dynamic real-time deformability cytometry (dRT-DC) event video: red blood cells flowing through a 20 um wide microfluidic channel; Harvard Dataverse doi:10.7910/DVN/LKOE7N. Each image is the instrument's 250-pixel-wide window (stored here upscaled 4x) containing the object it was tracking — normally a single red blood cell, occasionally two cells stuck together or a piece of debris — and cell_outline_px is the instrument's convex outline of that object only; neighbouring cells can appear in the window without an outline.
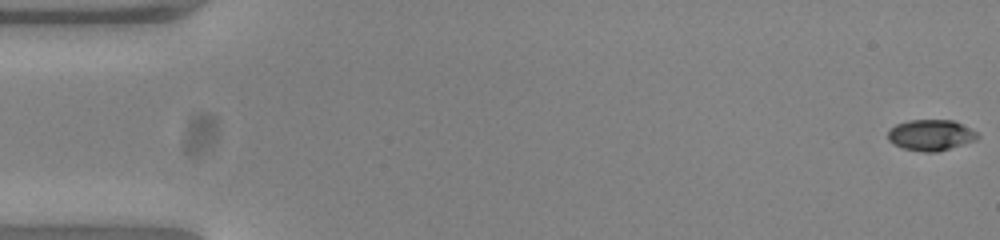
{"species": "common noctule bat (a hibernating species)", "species_latin": "Nyctalus noctula", "temperature_condition": "warm", "stored_images_in_passage": 53, "camera_frame_rate_fps": 3000, "um_per_image_px": 0.085, "animal": {"sex": "female", "body_mass_g": 23.0, "forearm_length_mm": 53.4}, "frame": {"image": 1, "passage_image": 1, "time_ms": 0.0, "image_size_px": [1000, 240], "cell_outline_px": [[980, 136], [976, 140], [964, 144], [936, 152], [924, 152], [904, 148], [892, 144], [888, 140], [888, 132], [896, 124], [908, 120], [952, 120], [972, 128]], "centroid_in_image_um": [79.13, 11.48], "position_along_channel_um": 5.9, "area_um2": 16.18}}
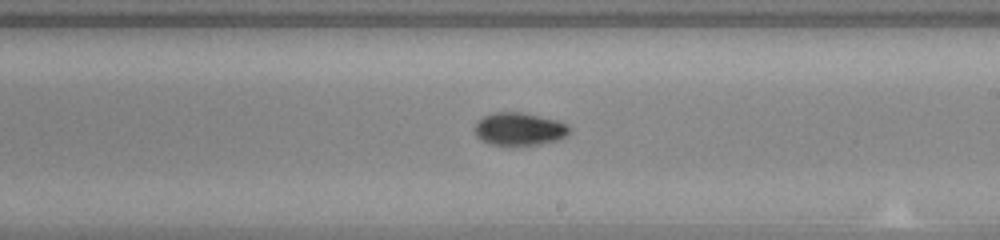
{"frame": {"image": 2, "passage_image": 31, "time_ms": 10.0, "image_size_px": [1000, 240], "cell_outline_px": [[568, 136], [560, 140], [540, 144], [488, 144], [480, 140], [476, 136], [476, 124], [484, 116], [496, 112], [520, 112], [556, 120], [568, 124]], "centroid_in_image_um": [44.16, 10.97], "position_along_channel_um": 244.8, "area_um2": 17.8}}
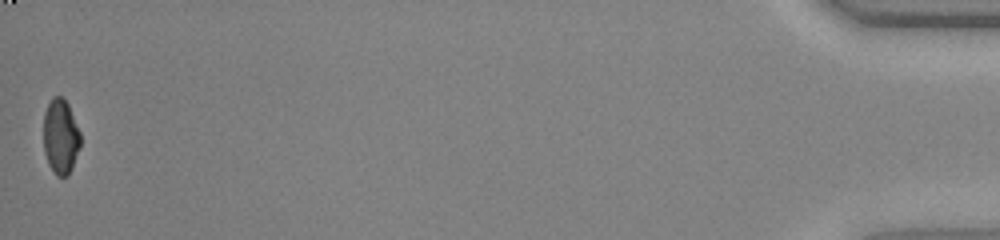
{"frame": {"image": 3, "passage_image": 53, "time_ms": 17.333, "image_size_px": [1000, 240], "cell_outline_px": [[80, 144], [72, 168], [68, 176], [56, 176], [48, 164], [44, 152], [44, 112], [52, 96], [60, 96], [68, 104], [80, 132]], "centroid_in_image_um": [5.14, 11.62], "position_along_channel_um": 430.1, "area_um2": 16.07}, "authors_computed_cell_mechanics": {"area_um2": 17.1666, "velocity_mm_per_s": 3.9005, "shape_relaxation_time_tau1_ms": 5.0114, "shape_relaxation_time_tau2_ms": 5.8384, "deformation_change_tau1": 0.1816, "deformation_change_tau2": 0.0751}}